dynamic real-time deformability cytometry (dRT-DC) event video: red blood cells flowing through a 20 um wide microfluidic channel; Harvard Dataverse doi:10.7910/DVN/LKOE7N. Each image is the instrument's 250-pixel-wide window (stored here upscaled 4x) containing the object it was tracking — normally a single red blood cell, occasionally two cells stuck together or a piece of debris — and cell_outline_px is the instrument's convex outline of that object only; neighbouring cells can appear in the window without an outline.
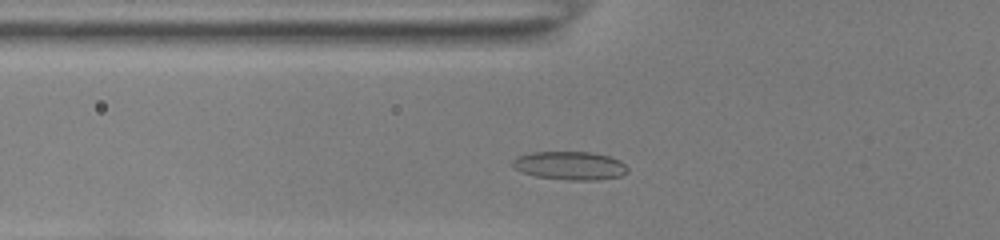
{"species": "common noctule bat (a hibernating species)", "species_latin": "Nyctalus noctula", "temperature_condition": "room temperature", "stored_images_in_passage": 33, "camera_frame_rate_fps": 3000, "um_per_image_px": 0.085, "animal": {"sex": "female", "body_mass_g": 22.0, "forearm_length_mm": 56.7}, "frame": {"image": 1, "passage_image": 6, "time_ms": 1.667, "image_size_px": [1000, 240], "cell_outline_px": [[628, 172], [620, 176], [596, 180], [568, 180], [536, 176], [520, 172], [512, 168], [512, 160], [520, 156], [536, 152], [588, 152], [608, 156], [620, 160], [628, 168]], "centroid_in_image_um": [48.44, 14.09], "position_along_channel_um": 77.4, "area_um2": 18.96}}
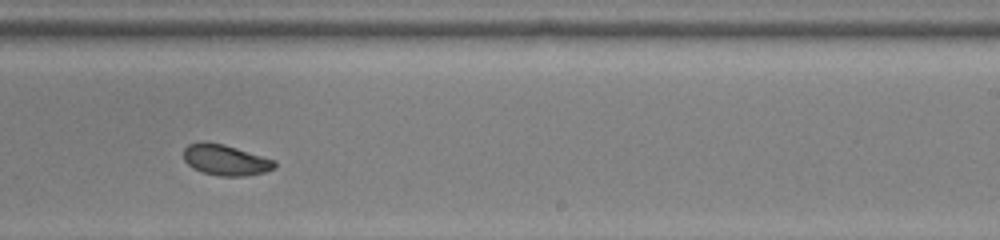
{"frame": {"image": 2, "passage_image": 21, "time_ms": 6.667, "image_size_px": [1000, 240], "cell_outline_px": [[276, 168], [264, 172], [244, 176], [220, 176], [204, 172], [192, 168], [184, 160], [184, 148], [188, 144], [200, 140], [204, 140], [224, 144], [276, 160]], "centroid_in_image_um": [19.16, 13.57], "position_along_channel_um": 269.8, "area_um2": 16.53}}
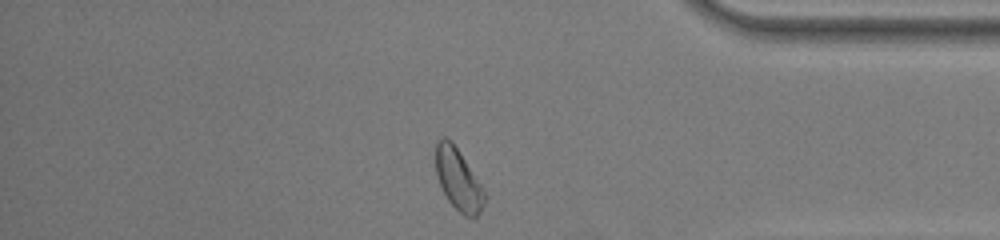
{"frame": {"image": 3, "passage_image": 32, "time_ms": 10.333, "image_size_px": [1000, 240], "cell_outline_px": [[484, 204], [480, 212], [476, 216], [464, 216], [448, 200], [440, 184], [436, 172], [436, 144], [444, 136], [452, 140], [480, 184], [484, 192]], "centroid_in_image_um": [38.94, 15.24], "position_along_channel_um": 396.3, "area_um2": 16.94}, "authors_computed_cell_mechanics": {"area_um2": 16.8198, "velocity_mm_per_s": 3.859, "shape_relaxation_time_tau1_ms": 3.5294, "shape_relaxation_time_tau2_ms": 1.7494, "deformation_change_tau1": 0.1058, "deformation_change_tau2": 0.0623}}